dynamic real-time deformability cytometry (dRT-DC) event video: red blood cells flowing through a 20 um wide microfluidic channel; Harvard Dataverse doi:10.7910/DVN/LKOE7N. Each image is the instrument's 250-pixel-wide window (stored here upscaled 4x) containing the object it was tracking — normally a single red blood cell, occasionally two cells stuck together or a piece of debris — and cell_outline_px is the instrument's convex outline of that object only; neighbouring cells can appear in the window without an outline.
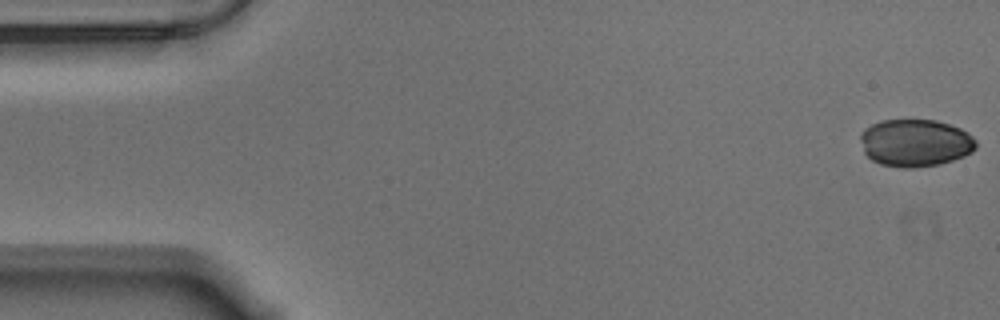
{"species": "Egyptian fruit bat (a non-hibernating species)", "species_latin": "Rousettus aegyptiacus", "temperature_condition": "warm", "stored_images_in_passage": 56, "camera_frame_rate_fps": 3000, "um_per_image_px": 0.085, "animal": {"sex": "male"}, "frame": {"image": 1, "passage_image": 1, "time_ms": 0.0, "image_size_px": [1000, 320], "cell_outline_px": [[976, 148], [972, 152], [964, 156], [940, 164], [912, 168], [900, 168], [880, 164], [872, 160], [864, 152], [860, 140], [860, 132], [864, 128], [880, 120], [936, 120], [960, 128], [968, 132], [976, 140]], "centroid_in_image_um": [77.79, 12.14], "position_along_channel_um": 7.2, "area_um2": 32.19}}
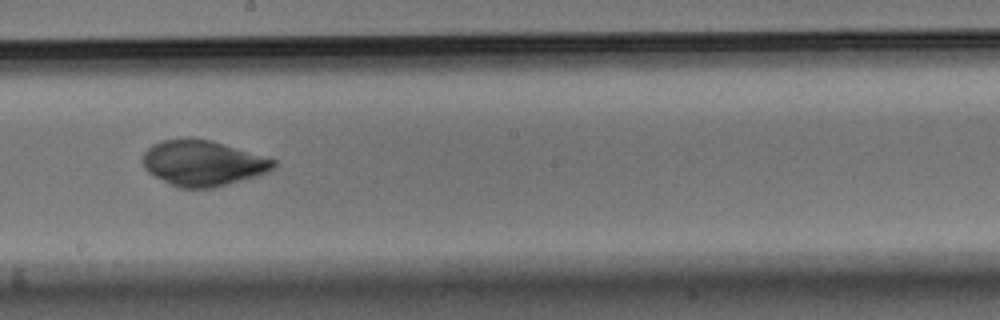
{"frame": {"image": 2, "passage_image": 31, "time_ms": 10.0, "image_size_px": [1000, 320], "cell_outline_px": [[276, 164], [268, 172], [256, 176], [228, 184], [212, 188], [180, 188], [148, 172], [144, 168], [140, 160], [144, 152], [152, 144], [160, 140], [188, 136], [192, 136], [212, 140], [276, 160]], "centroid_in_image_um": [17.19, 13.83], "position_along_channel_um": 231.0, "area_um2": 35.03}}
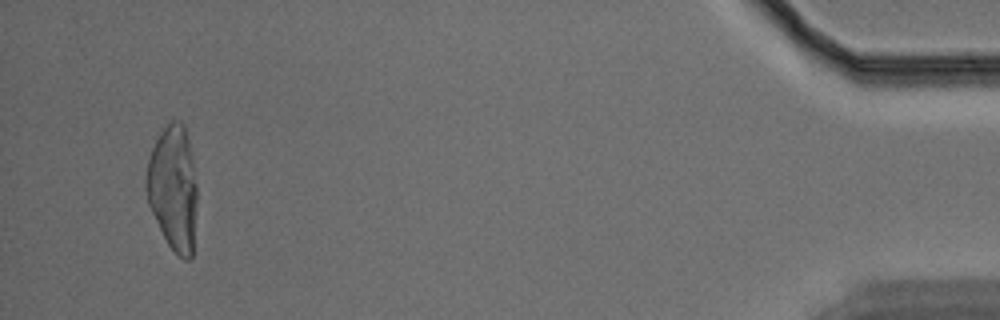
{"frame": {"image": 3, "passage_image": 54, "time_ms": 17.667, "image_size_px": [1000, 320], "cell_outline_px": [[196, 200], [192, 256], [188, 260], [184, 260], [168, 244], [148, 204], [144, 188], [144, 180], [148, 160], [152, 148], [160, 132], [172, 120], [180, 120], [184, 124], [192, 152], [196, 184]], "centroid_in_image_um": [14.7, 15.94], "position_along_channel_um": 420.5, "area_um2": 37.05}}